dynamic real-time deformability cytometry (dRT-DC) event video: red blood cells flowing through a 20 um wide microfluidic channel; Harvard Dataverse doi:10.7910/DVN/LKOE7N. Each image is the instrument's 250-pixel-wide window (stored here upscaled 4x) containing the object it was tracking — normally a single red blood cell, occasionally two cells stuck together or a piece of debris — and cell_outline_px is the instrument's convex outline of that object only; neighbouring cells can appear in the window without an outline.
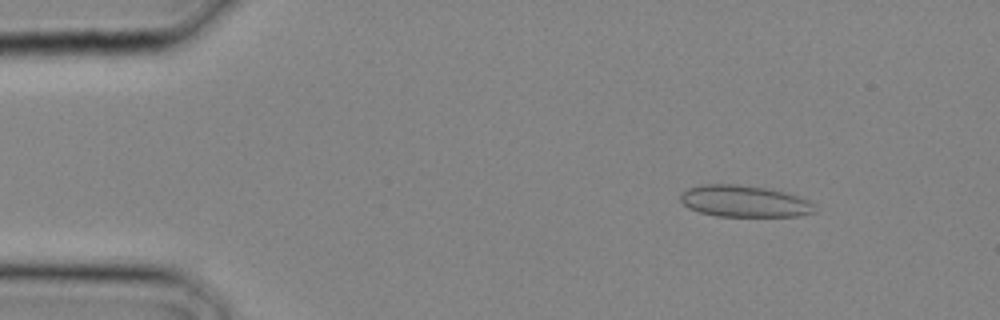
{"species": "common noctule bat (a hibernating species)", "species_latin": "Nyctalus noctula", "temperature_condition": "cold", "stored_images_in_passage": 2, "camera_frame_rate_fps": 3000, "um_per_image_px": 0.085, "animal": {"sex": "male", "body_mass_g": 20.4}, "frame": {"image": 1, "passage_image": 1, "time_ms": 0.0, "image_size_px": [1000, 320], "cell_outline_px": [[816, 212], [800, 216], [716, 216], [700, 212], [688, 208], [680, 200], [680, 192], [688, 188], [700, 184], [740, 184], [764, 188], [784, 192], [808, 200], [812, 204]], "centroid_in_image_um": [63.21, 17.1], "position_along_channel_um": 21.8, "area_um2": 24.74}}